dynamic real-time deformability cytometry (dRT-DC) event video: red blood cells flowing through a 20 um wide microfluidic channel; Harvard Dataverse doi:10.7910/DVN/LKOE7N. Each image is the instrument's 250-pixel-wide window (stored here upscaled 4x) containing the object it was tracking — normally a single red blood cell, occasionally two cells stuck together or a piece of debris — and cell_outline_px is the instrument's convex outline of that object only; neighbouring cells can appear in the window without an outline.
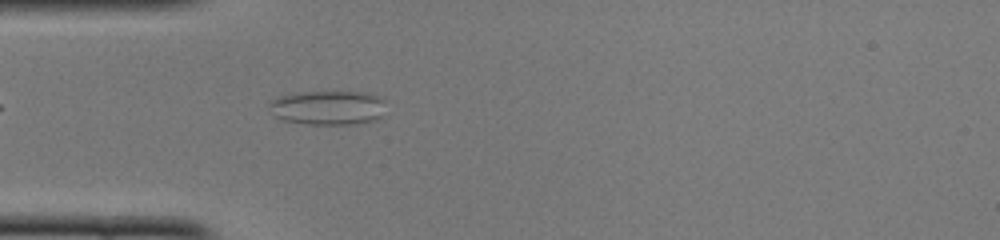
{"species": "common noctule bat (a hibernating species)", "species_latin": "Nyctalus noctula", "temperature_condition": "cold", "stored_images_in_passage": 37, "camera_frame_rate_fps": 3000, "um_per_image_px": 0.085, "animal": {"sex": "female", "body_mass_g": 22.0, "forearm_length_mm": 56.7}, "frame": {"image": 1, "passage_image": 2, "time_ms": 0.333, "image_size_px": [1000, 240], "cell_outline_px": [[384, 100], [380, 116], [376, 120], [352, 124], [308, 124], [280, 120], [276, 116], [268, 104], [272, 100], [280, 96], [300, 92], [364, 92], [376, 96]], "centroid_in_image_um": [27.84, 9.15], "position_along_channel_um": 57.2, "area_um2": 23.0}}
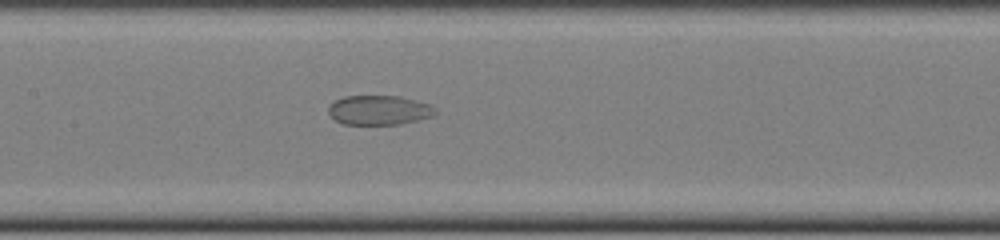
{"frame": {"image": 2, "passage_image": 11, "time_ms": 3.333, "image_size_px": [1000, 240], "cell_outline_px": [[436, 112], [432, 116], [400, 124], [344, 124], [336, 120], [328, 112], [328, 104], [344, 96], [400, 96], [428, 104], [436, 108]], "centroid_in_image_um": [32.19, 9.35], "position_along_channel_um": 175.2, "area_um2": 18.21}}
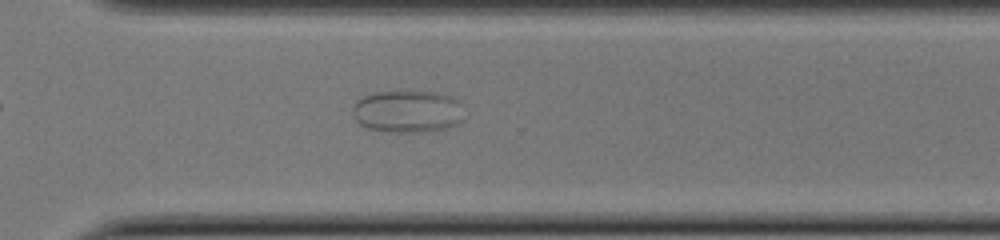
{"frame": {"image": 3, "passage_image": 23, "time_ms": 7.333, "image_size_px": [1000, 240], "cell_outline_px": [[460, 124], [448, 128], [428, 132], [392, 132], [368, 128], [360, 124], [356, 120], [352, 112], [352, 108], [356, 100], [364, 96], [376, 92], [404, 88], [436, 92], [452, 96], [460, 100]], "centroid_in_image_um": [34.63, 9.43], "position_along_channel_um": 336.0, "area_um2": 28.38}}